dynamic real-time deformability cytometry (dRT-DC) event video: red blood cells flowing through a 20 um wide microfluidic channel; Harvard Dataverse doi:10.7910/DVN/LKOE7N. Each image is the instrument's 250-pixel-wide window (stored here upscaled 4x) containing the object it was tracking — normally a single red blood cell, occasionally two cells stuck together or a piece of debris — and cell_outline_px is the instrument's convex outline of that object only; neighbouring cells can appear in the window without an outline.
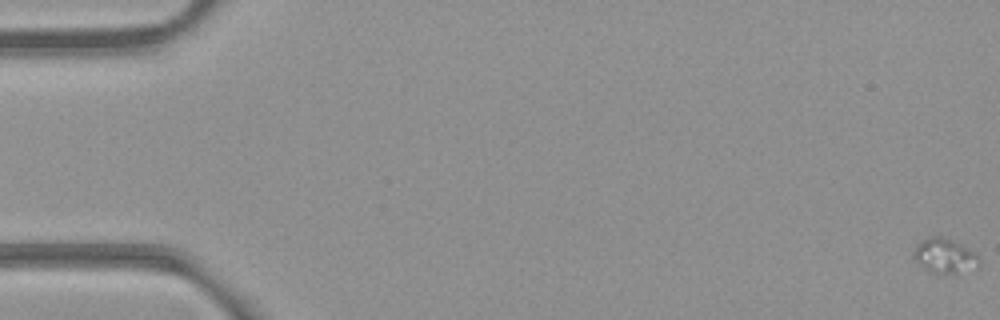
{"species": "common noctule bat (a hibernating species)", "species_latin": "Nyctalus noctula", "temperature_condition": "room temperature", "stored_images_in_passage": 55, "camera_frame_rate_fps": 3000, "um_per_image_px": 0.085, "animal": {"sex": "female", "body_mass_g": 21.9}, "frame": {"image": 1, "passage_image": 1, "time_ms": 0.0, "image_size_px": [1000, 320], "cell_outline_px": [[976, 260], [956, 272], [944, 276], [940, 276], [928, 272], [912, 256], [912, 252], [916, 244], [928, 236], [940, 236], [952, 240], [976, 252]], "centroid_in_image_um": [80.11, 21.72], "position_along_channel_um": 4.9, "area_um2": 12.72}}
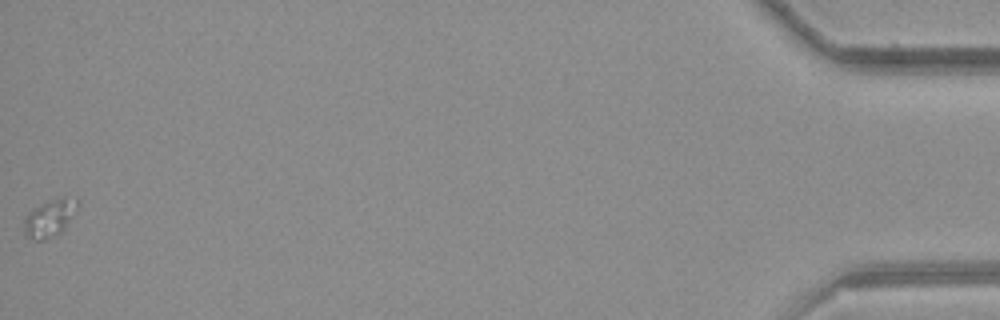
{"frame": {"image": 2, "passage_image": 55, "time_ms": 18.0, "image_size_px": [1000, 320], "cell_outline_px": [[80, 204], [76, 212], [64, 228], [60, 232], [44, 240], [36, 240], [24, 236], [24, 220], [28, 212], [48, 200], [64, 196], [80, 200]], "centroid_in_image_um": [4.25, 18.51], "position_along_channel_um": 431.0, "area_um2": 11.73}}